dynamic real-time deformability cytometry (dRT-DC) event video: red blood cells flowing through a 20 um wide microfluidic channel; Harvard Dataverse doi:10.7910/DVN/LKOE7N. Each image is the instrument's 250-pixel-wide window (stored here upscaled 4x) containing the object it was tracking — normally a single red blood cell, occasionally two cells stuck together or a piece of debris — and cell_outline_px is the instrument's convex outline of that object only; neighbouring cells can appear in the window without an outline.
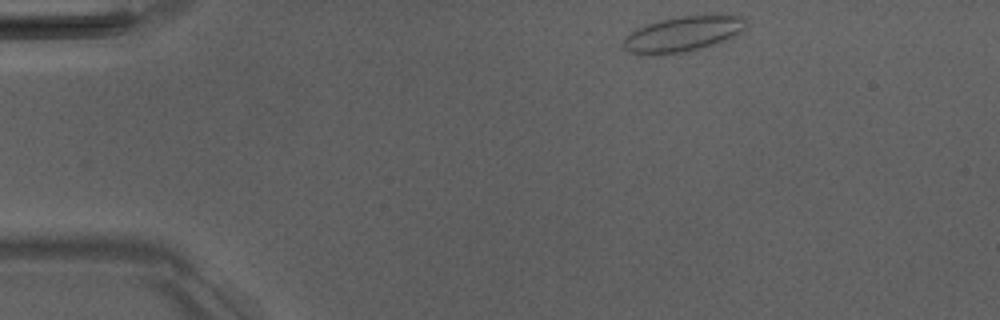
{"species": "Egyptian fruit bat (a non-hibernating species)", "species_latin": "Rousettus aegyptiacus", "temperature_condition": "room temperature", "stored_images_in_passage": 44, "camera_frame_rate_fps": 3000, "um_per_image_px": 0.085, "animal": {"sex": "male"}, "frame": {"image": 1, "passage_image": 1, "time_ms": 0.0, "image_size_px": [1000, 320], "cell_outline_px": [[748, 24], [736, 36], [720, 44], [684, 52], [640, 56], [624, 48], [624, 36], [636, 28], [660, 20], [680, 16], [740, 16]], "centroid_in_image_um": [58.03, 2.92], "position_along_channel_um": 27.0, "area_um2": 25.26}}
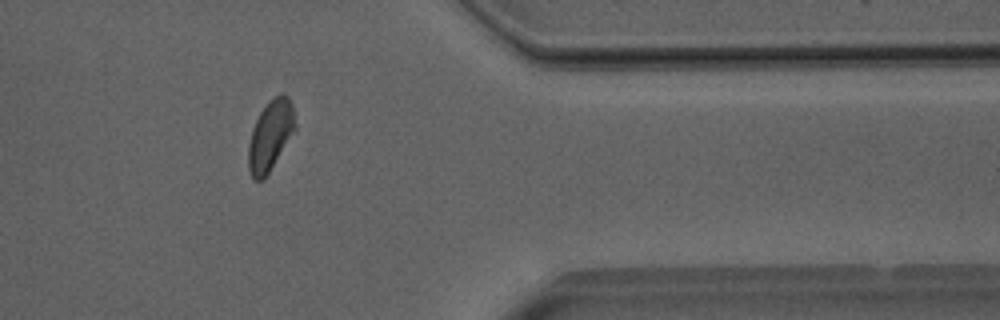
{"frame": {"image": 2, "passage_image": 35, "time_ms": 11.333, "image_size_px": [1000, 320], "cell_outline_px": [[296, 128], [268, 172], [260, 180], [252, 180], [248, 168], [248, 144], [252, 128], [260, 112], [268, 100], [280, 92], [284, 92], [288, 96], [292, 104], [296, 124]], "centroid_in_image_um": [22.97, 11.45], "position_along_channel_um": 388.4, "area_um2": 19.07}}
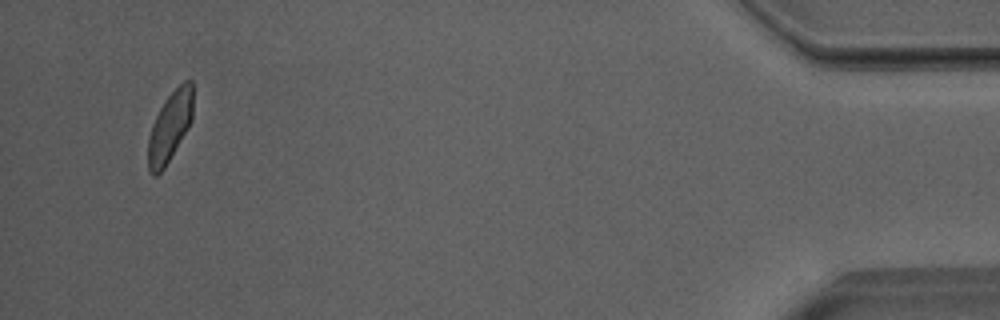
{"frame": {"image": 3, "passage_image": 42, "time_ms": 13.667, "image_size_px": [1000, 320], "cell_outline_px": [[192, 120], [188, 128], [164, 168], [156, 176], [152, 176], [148, 172], [148, 136], [152, 124], [164, 100], [184, 80], [192, 80]], "centroid_in_image_um": [14.42, 10.79], "position_along_channel_um": 420.8, "area_um2": 18.21}, "authors_computed_cell_mechanics": {"area_um2": 19.7387, "velocity_mm_per_s": 3.9764, "shape_relaxation_time_tau1_ms": 3.6165, "shape_relaxation_time_tau2_ms": 1.0075, "deformation_change_tau1": 0.0873, "deformation_change_tau2": 0.0519}}